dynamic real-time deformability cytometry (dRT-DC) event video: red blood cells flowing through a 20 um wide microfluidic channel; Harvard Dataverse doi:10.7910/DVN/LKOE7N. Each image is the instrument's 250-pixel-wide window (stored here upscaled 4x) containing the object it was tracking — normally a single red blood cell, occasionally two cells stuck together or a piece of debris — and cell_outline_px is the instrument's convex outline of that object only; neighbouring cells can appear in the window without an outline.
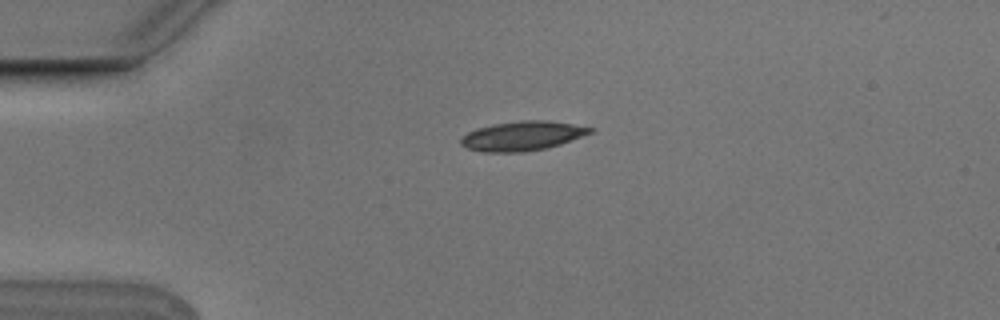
{"species": "Egyptian fruit bat (a non-hibernating species)", "species_latin": "Rousettus aegyptiacus", "temperature_condition": "cold", "stored_images_in_passage": 5, "camera_frame_rate_fps": 3000, "um_per_image_px": 0.085, "animal": {"sex": "male"}, "frame": {"image": 1, "passage_image": 3, "time_ms": 0.667, "image_size_px": [1000, 320], "cell_outline_px": [[596, 128], [592, 132], [560, 144], [548, 148], [524, 152], [484, 152], [468, 148], [460, 144], [460, 140], [468, 132], [476, 128], [492, 124], [520, 120], [548, 120]], "centroid_in_image_um": [44.4, 11.55], "position_along_channel_um": 40.6, "area_um2": 22.14}}